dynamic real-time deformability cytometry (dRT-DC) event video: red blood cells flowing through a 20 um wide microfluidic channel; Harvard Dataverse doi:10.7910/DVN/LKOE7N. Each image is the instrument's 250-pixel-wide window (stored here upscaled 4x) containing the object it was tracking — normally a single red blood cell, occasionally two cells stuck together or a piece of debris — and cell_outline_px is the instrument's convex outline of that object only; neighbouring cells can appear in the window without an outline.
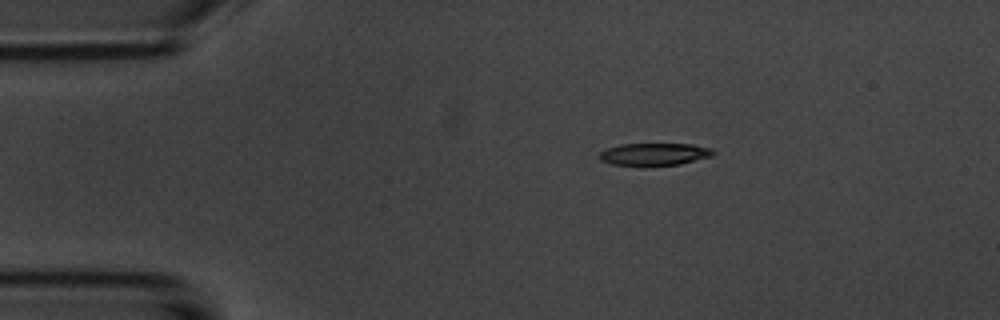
{"species": "common noctule bat (a hibernating species)", "species_latin": "Nyctalus noctula", "temperature_condition": "room temperature", "stored_images_in_passage": 5, "camera_frame_rate_fps": 3000, "um_per_image_px": 0.085, "animal": {"sex": "male", "body_mass_g": 20.1, "forearm_length_mm": 53.5}, "frame": {"image": 1, "passage_image": 1, "time_ms": 0.0, "image_size_px": [1000, 320], "cell_outline_px": [[716, 152], [712, 156], [680, 164], [612, 164], [600, 160], [600, 152], [608, 148], [620, 144], [692, 144], [712, 148]], "centroid_in_image_um": [55.67, 13.08], "position_along_channel_um": 29.3, "area_um2": 14.39}}
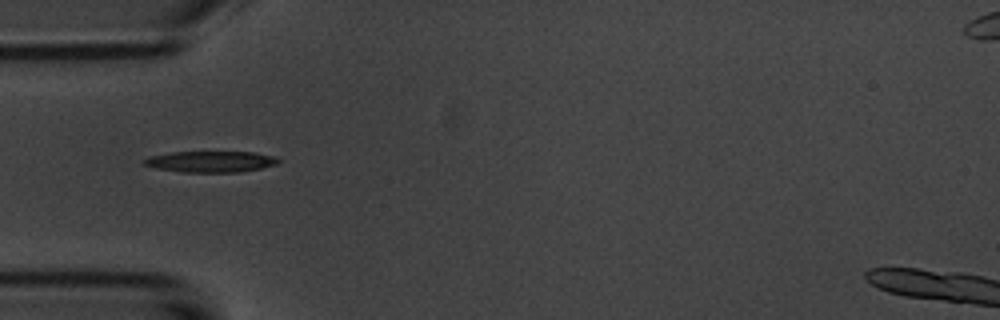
{"frame": {"image": 2, "passage_image": 3, "time_ms": 2.333, "image_size_px": [1000, 320], "cell_outline_px": [[280, 160], [276, 164], [260, 168], [240, 172], [184, 172], [156, 168], [140, 164], [140, 160], [148, 156], [172, 152], [252, 152], [272, 156]], "centroid_in_image_um": [17.81, 13.74], "position_along_channel_um": 67.2, "area_um2": 16.53}}
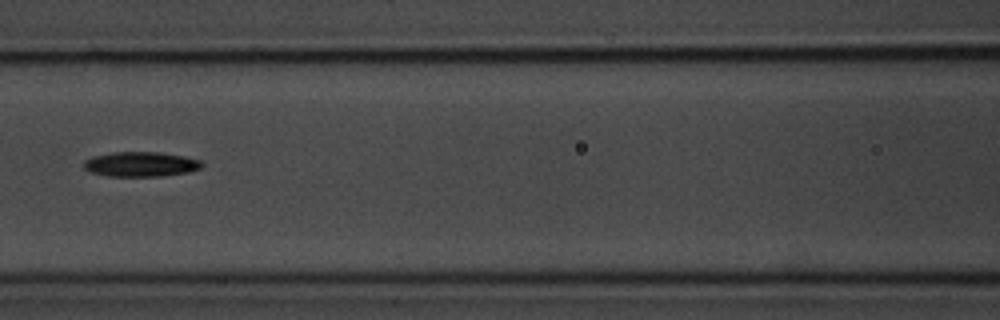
{"frame": {"image": 3, "passage_image": 5, "time_ms": 4.667, "image_size_px": [1000, 320], "cell_outline_px": [[204, 164], [200, 168], [188, 172], [160, 176], [108, 176], [92, 172], [84, 168], [84, 160], [92, 156], [112, 152], [160, 152], [184, 156], [200, 160]], "centroid_in_image_um": [11.96, 13.95], "position_along_channel_um": 154.6, "area_um2": 17.05}}